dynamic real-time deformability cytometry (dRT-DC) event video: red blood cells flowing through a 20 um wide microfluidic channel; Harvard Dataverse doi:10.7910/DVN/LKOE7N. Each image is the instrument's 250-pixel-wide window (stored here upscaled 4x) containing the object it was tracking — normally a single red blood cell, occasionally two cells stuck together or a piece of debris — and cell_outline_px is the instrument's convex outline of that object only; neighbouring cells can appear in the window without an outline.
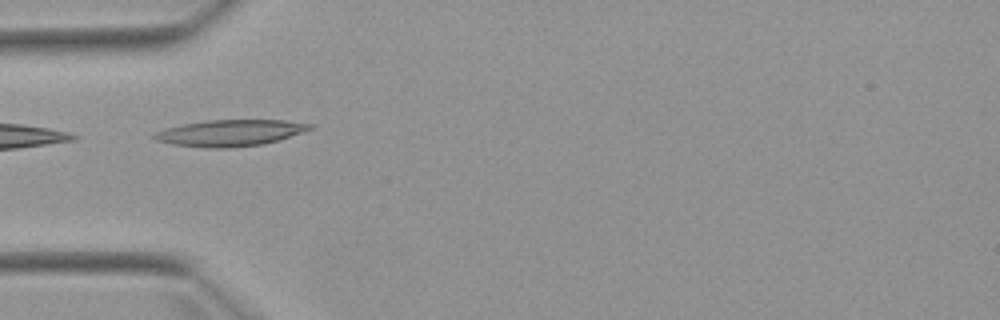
{"species": "Egyptian fruit bat (a non-hibernating species)", "species_latin": "Rousettus aegyptiacus", "temperature_condition": "warm", "stored_images_in_passage": 5, "camera_frame_rate_fps": 3000, "um_per_image_px": 0.085, "animal": {"sex": "female"}, "frame": {"image": 1, "passage_image": 4, "time_ms": 4.333, "image_size_px": [1000, 320], "cell_outline_px": [[316, 124], [312, 128], [304, 132], [280, 140], [264, 144], [228, 148], [204, 148], [172, 144], [156, 140], [152, 136], [152, 132], [164, 128], [180, 124], [208, 120], [284, 120]], "centroid_in_image_um": [19.55, 11.3], "position_along_channel_um": 65.4, "area_um2": 24.33}}
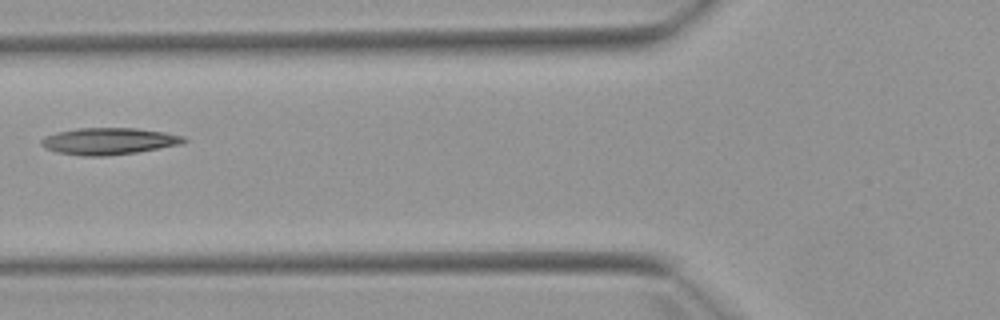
{"frame": {"image": 2, "passage_image": 5, "time_ms": 5.667, "image_size_px": [1000, 320], "cell_outline_px": [[188, 140], [180, 144], [136, 152], [104, 156], [84, 156], [56, 152], [44, 148], [40, 144], [40, 140], [44, 136], [56, 132], [76, 128], [136, 128], [164, 132], [184, 136]], "centroid_in_image_um": [9.19, 11.99], "position_along_channel_um": 116.6, "area_um2": 22.25}}